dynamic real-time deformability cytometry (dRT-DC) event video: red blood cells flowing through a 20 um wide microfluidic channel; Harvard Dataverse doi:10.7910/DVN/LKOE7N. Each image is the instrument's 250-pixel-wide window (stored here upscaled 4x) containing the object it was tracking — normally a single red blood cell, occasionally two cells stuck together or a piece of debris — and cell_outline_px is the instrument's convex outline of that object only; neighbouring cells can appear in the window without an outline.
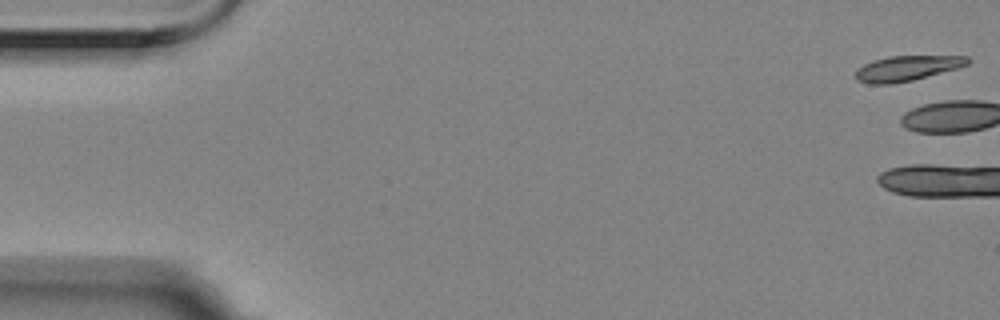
{"species": "Egyptian fruit bat (a non-hibernating species)", "species_latin": "Rousettus aegyptiacus", "temperature_condition": "room temperature", "stored_images_in_passage": 3, "camera_frame_rate_fps": 3000, "um_per_image_px": 0.085, "animal": {"sex": "female"}, "frame": {"image": 1, "passage_image": 1, "time_ms": 0.0, "image_size_px": [1000, 320], "cell_outline_px": [[972, 60], [968, 64], [960, 68], [912, 80], [892, 84], [868, 84], [856, 80], [856, 68], [872, 60], [888, 56], [968, 56]], "centroid_in_image_um": [77.1, 5.8], "position_along_channel_um": 7.9, "area_um2": 16.65}}